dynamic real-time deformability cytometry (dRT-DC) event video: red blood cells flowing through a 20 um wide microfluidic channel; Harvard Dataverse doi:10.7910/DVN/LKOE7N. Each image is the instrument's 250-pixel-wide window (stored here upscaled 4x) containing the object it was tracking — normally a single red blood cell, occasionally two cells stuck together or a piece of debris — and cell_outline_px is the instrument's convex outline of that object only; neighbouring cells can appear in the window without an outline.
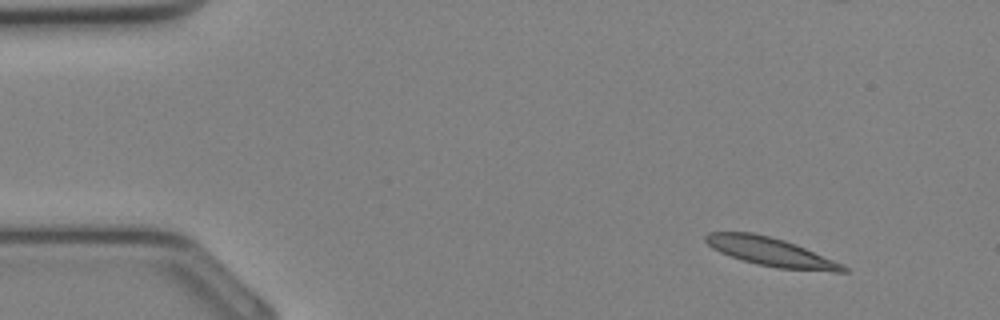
{"species": "Egyptian fruit bat (a non-hibernating species)", "species_latin": "Rousettus aegyptiacus", "temperature_condition": "cold", "stored_images_in_passage": 34, "camera_frame_rate_fps": 3000, "um_per_image_px": 0.085, "animal": {"sex": "female"}, "frame": {"image": 1, "passage_image": 3, "time_ms": 0.667, "image_size_px": [1000, 320], "cell_outline_px": [[848, 272], [832, 272], [776, 268], [756, 264], [720, 252], [712, 248], [704, 240], [704, 236], [708, 232], [752, 232], [784, 240], [796, 244], [844, 264], [848, 268]], "centroid_in_image_um": [65.56, 21.42], "position_along_channel_um": 19.4, "area_um2": 22.95}}
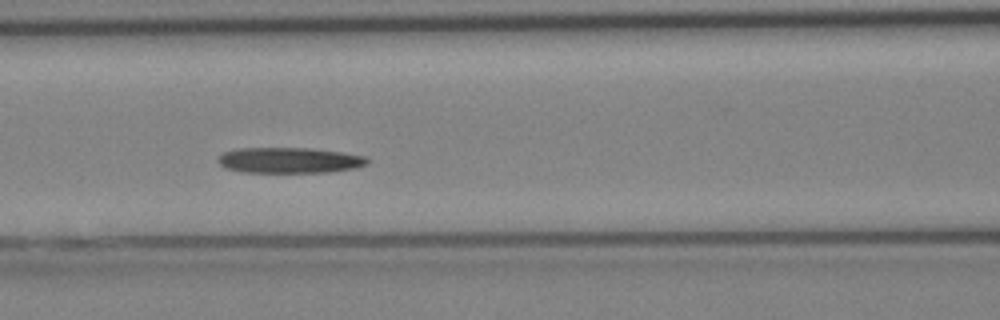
{"frame": {"image": 2, "passage_image": 14, "time_ms": 4.333, "image_size_px": [1000, 320], "cell_outline_px": [[368, 164], [356, 168], [328, 172], [244, 172], [224, 168], [216, 160], [224, 152], [236, 148], [312, 148], [368, 156]], "centroid_in_image_um": [24.61, 13.62], "position_along_channel_um": 142.0, "area_um2": 22.43}}
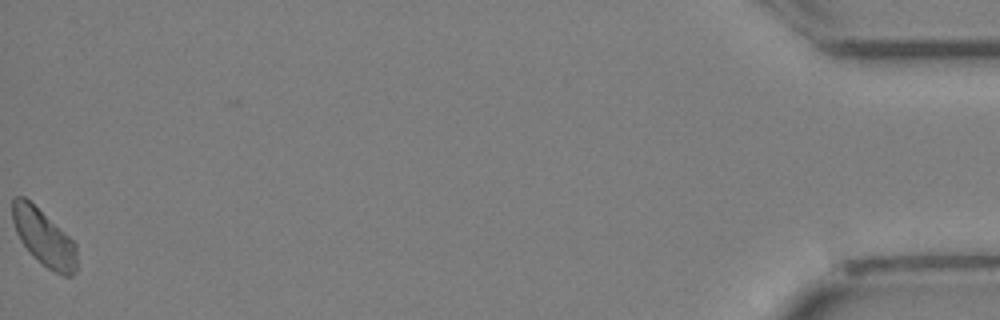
{"frame": {"image": 3, "passage_image": 34, "time_ms": 11.0, "image_size_px": [1000, 320], "cell_outline_px": [[76, 272], [72, 276], [64, 276], [48, 268], [32, 256], [28, 252], [20, 240], [16, 232], [12, 220], [12, 200], [16, 196], [24, 196], [68, 236], [76, 244]], "centroid_in_image_um": [3.7, 20.22], "position_along_channel_um": 431.5, "area_um2": 20.92}}